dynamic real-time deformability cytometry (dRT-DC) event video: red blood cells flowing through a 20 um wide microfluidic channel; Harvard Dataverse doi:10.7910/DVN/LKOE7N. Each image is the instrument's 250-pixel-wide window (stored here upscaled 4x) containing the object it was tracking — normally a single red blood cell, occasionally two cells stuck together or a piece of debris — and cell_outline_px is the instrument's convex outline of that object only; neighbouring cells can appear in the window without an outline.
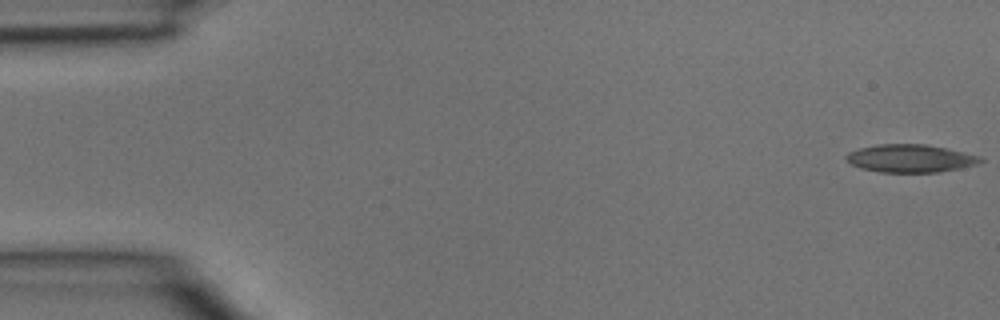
{"species": "common noctule bat (a hibernating species)", "species_latin": "Nyctalus noctula", "temperature_condition": "room temperature", "stored_images_in_passage": 5, "segment_of_instrument_passage": [1, 2], "camera_frame_rate_fps": 3000, "um_per_image_px": 0.085, "animal": {"sex": "male", "body_mass_g": 15.6}, "frame": {"image": 1, "passage_image": 1, "time_ms": 0.0, "image_size_px": [1000, 320], "cell_outline_px": [[984, 160], [976, 164], [960, 168], [940, 172], [880, 172], [860, 168], [852, 164], [844, 156], [848, 152], [860, 148], [876, 144], [924, 144], [944, 148], [980, 156]], "centroid_in_image_um": [77.35, 13.46], "position_along_channel_um": 7.6, "area_um2": 21.62}}